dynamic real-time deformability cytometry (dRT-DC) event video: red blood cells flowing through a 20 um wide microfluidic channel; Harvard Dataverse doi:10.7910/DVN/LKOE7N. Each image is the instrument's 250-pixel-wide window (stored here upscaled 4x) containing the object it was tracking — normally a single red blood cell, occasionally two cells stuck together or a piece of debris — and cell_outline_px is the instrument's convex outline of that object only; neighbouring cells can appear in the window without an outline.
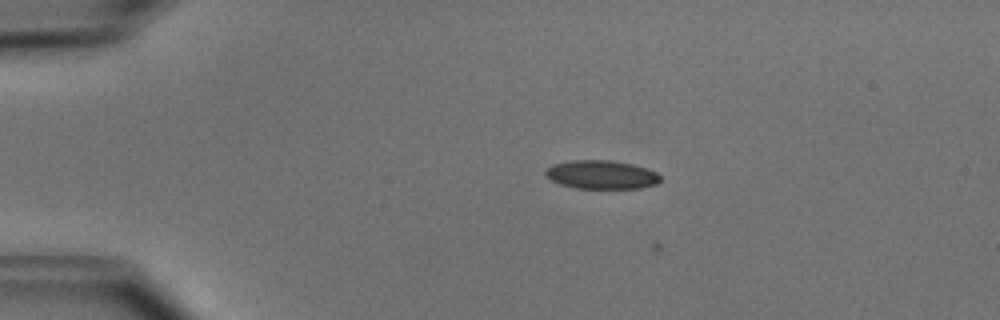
{"species": "common noctule bat (a hibernating species)", "species_latin": "Nyctalus noctula", "temperature_condition": "cold", "stored_images_in_passage": 3, "camera_frame_rate_fps": 3000, "um_per_image_px": 0.085, "animal": {"sex": "male", "body_mass_g": 15.6}, "frame": {"image": 1, "passage_image": 1, "time_ms": 0.0, "image_size_px": [1000, 320], "cell_outline_px": [[660, 180], [656, 184], [640, 188], [576, 188], [560, 184], [544, 176], [544, 172], [552, 164], [572, 160], [608, 160], [632, 164], [648, 168], [656, 172], [660, 176]], "centroid_in_image_um": [51.11, 14.84], "position_along_channel_um": 33.9, "area_um2": 19.13}}